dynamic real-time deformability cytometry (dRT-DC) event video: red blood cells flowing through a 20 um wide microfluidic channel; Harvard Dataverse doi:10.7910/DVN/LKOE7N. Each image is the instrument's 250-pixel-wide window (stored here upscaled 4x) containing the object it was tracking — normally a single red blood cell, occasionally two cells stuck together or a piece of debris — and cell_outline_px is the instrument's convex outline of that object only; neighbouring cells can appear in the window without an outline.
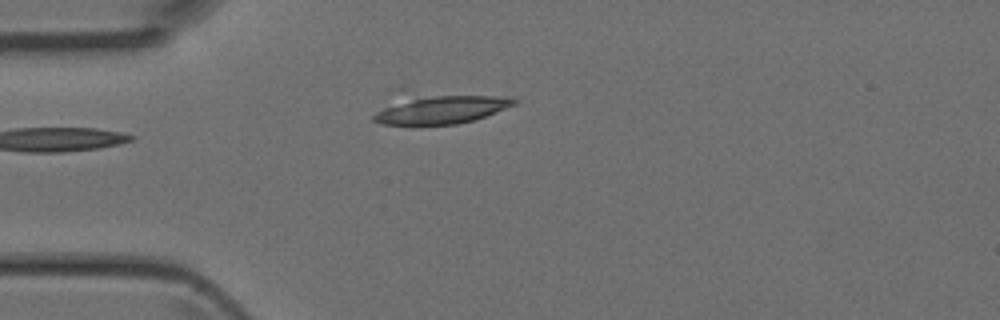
{"species": "Egyptian fruit bat (a non-hibernating species)", "species_latin": "Rousettus aegyptiacus", "temperature_condition": "room temperature", "stored_images_in_passage": 4, "camera_frame_rate_fps": 3000, "um_per_image_px": 0.085, "animal": {"sex": "female"}, "frame": {"image": 1, "passage_image": 4, "time_ms": 1.0, "image_size_px": [1000, 320], "cell_outline_px": [[520, 100], [516, 104], [484, 116], [472, 120], [456, 124], [412, 128], [380, 124], [372, 120], [372, 116], [376, 112], [404, 96], [508, 96]], "centroid_in_image_um": [37.38, 9.36], "position_along_channel_um": 47.6, "area_um2": 23.99}}